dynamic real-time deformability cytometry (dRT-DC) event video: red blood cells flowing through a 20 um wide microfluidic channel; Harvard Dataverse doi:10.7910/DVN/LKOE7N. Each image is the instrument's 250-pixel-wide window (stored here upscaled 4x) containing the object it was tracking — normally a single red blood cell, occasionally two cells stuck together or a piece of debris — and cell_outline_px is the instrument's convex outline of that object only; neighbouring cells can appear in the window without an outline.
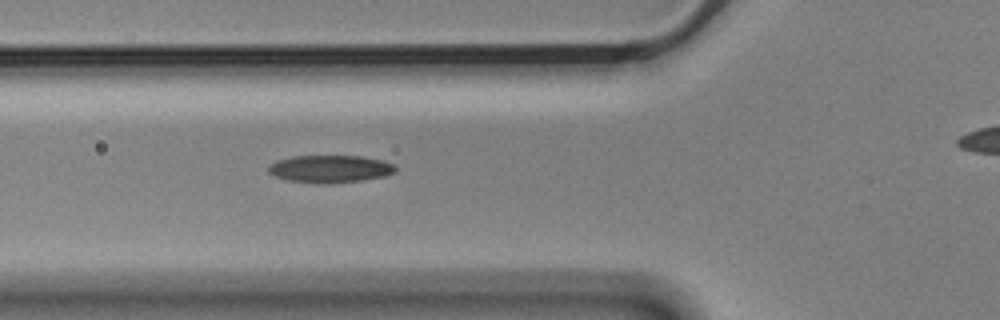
{"species": "Egyptian fruit bat (a non-hibernating species)", "species_latin": "Rousettus aegyptiacus", "temperature_condition": "cold", "stored_images_in_passage": 5, "segment_of_instrument_passage": [1, 2], "camera_frame_rate_fps": 3000, "um_per_image_px": 0.085, "animal": {"sex": "male"}, "frame": {"image": 1, "passage_image": 4, "time_ms": 1.0, "image_size_px": [1000, 320], "cell_outline_px": [[396, 172], [384, 176], [360, 180], [332, 184], [320, 184], [288, 180], [276, 176], [268, 172], [268, 164], [276, 160], [292, 156], [360, 156], [380, 160], [392, 164], [396, 168]], "centroid_in_image_um": [28.01, 14.36], "position_along_channel_um": 97.8, "area_um2": 20.35}}